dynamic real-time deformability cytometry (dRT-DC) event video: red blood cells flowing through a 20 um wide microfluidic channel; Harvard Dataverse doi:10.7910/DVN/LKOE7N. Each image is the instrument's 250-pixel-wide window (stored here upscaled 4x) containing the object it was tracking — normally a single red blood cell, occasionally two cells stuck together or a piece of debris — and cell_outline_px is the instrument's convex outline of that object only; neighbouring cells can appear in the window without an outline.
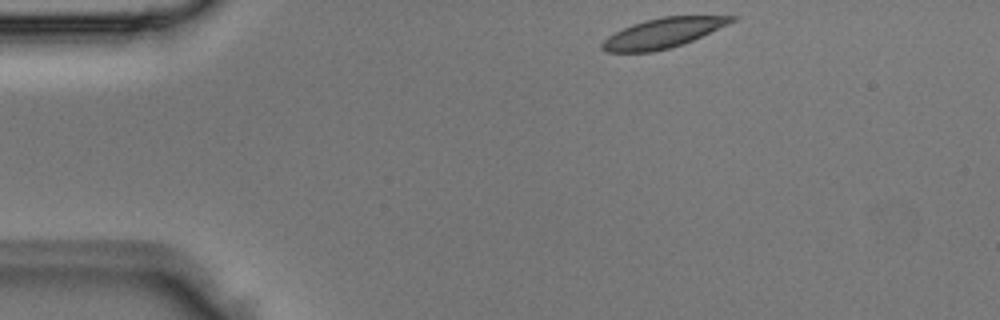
{"species": "Egyptian fruit bat (a non-hibernating species)", "species_latin": "Rousettus aegyptiacus", "temperature_condition": "room temperature", "stored_images_in_passage": 3, "camera_frame_rate_fps": 3000, "um_per_image_px": 0.085, "animal": {"sex": "male"}, "frame": {"image": 1, "passage_image": 1, "time_ms": 0.0, "image_size_px": [1000, 320], "cell_outline_px": [[740, 16], [736, 20], [728, 24], [692, 40], [668, 48], [652, 52], [604, 52], [600, 48], [600, 44], [608, 36], [632, 24], [664, 16]], "centroid_in_image_um": [56.32, 2.81], "position_along_channel_um": 28.7, "area_um2": 22.08}}
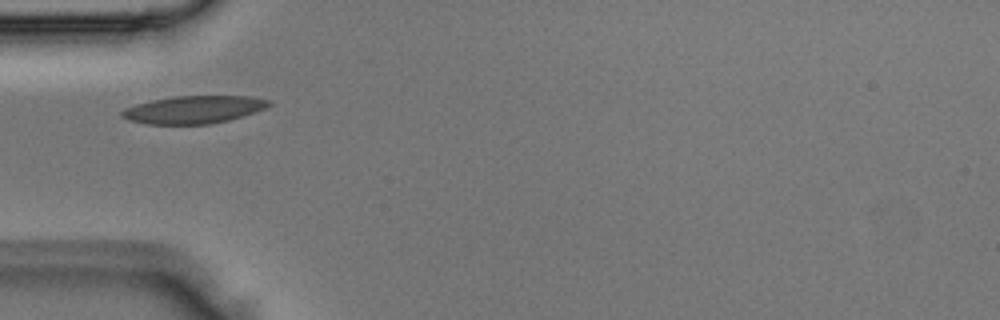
{"frame": {"image": 2, "passage_image": 2, "time_ms": 0.333, "image_size_px": [1000, 320], "cell_outline_px": [[272, 104], [264, 108], [228, 120], [208, 124], [144, 124], [128, 120], [120, 116], [120, 112], [124, 108], [136, 104], [152, 100], [176, 96], [248, 96], [272, 100]], "centroid_in_image_um": [16.41, 9.31], "position_along_channel_um": 68.6, "area_um2": 23.58}}